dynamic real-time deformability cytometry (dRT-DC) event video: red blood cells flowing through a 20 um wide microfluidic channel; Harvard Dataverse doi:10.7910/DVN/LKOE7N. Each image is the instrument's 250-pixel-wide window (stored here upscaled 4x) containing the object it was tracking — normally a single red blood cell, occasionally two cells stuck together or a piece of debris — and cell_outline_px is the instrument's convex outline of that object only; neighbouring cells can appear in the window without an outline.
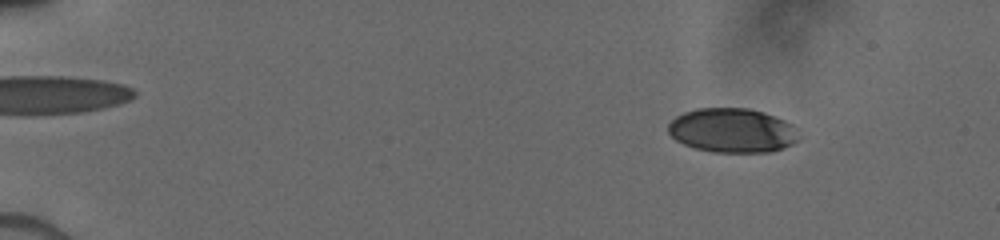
{"species": "human", "species_latin": "Homo sapiens", "temperature_condition": "cold", "stored_images_in_passage": 30, "camera_frame_rate_fps": 3000, "um_per_image_px": 0.085, "donor": {"sex": "male"}, "frame": {"image": 1, "passage_image": 7, "time_ms": 2.0, "image_size_px": [1000, 240], "cell_outline_px": [[800, 136], [792, 144], [784, 148], [772, 152], [712, 152], [696, 148], [684, 144], [676, 140], [668, 132], [668, 124], [676, 116], [684, 112], [696, 108], [748, 108], [764, 112], [784, 120]], "centroid_in_image_um": [62.21, 11.09], "position_along_channel_um": 22.8, "area_um2": 33.58}}
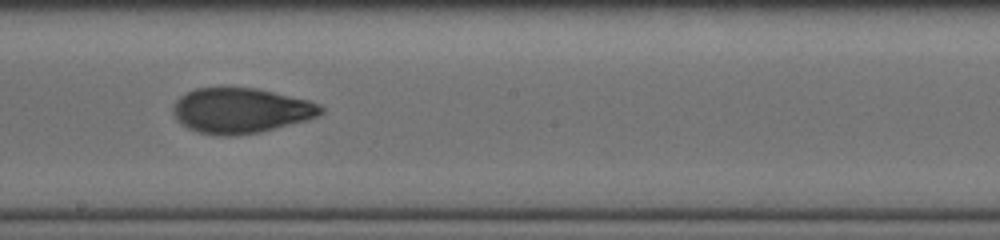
{"frame": {"image": 2, "passage_image": 17, "time_ms": 10.0, "image_size_px": [1000, 240], "cell_outline_px": [[324, 112], [308, 120], [260, 132], [236, 136], [216, 136], [196, 132], [180, 124], [172, 112], [172, 104], [180, 96], [196, 88], [256, 88], [308, 100], [320, 104], [324, 108]], "centroid_in_image_um": [20.45, 9.42], "position_along_channel_um": 227.8, "area_um2": 39.19}}
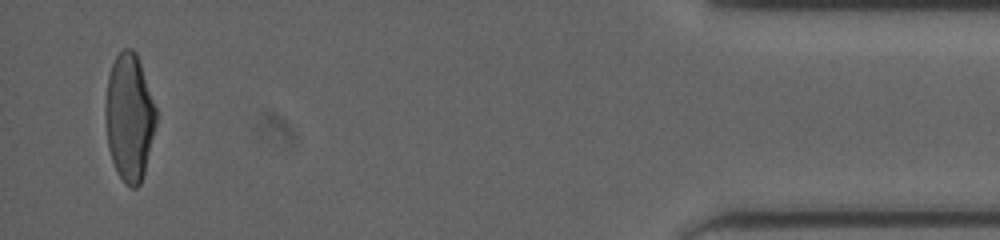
{"frame": {"image": 3, "passage_image": 30, "time_ms": 16.333, "image_size_px": [1000, 240], "cell_outline_px": [[156, 124], [144, 172], [140, 184], [136, 188], [132, 188], [124, 184], [112, 160], [108, 148], [104, 112], [104, 108], [108, 76], [112, 64], [116, 56], [124, 48], [132, 48], [136, 52], [156, 108]], "centroid_in_image_um": [10.97, 9.96], "position_along_channel_um": 424.2, "area_um2": 37.45}}